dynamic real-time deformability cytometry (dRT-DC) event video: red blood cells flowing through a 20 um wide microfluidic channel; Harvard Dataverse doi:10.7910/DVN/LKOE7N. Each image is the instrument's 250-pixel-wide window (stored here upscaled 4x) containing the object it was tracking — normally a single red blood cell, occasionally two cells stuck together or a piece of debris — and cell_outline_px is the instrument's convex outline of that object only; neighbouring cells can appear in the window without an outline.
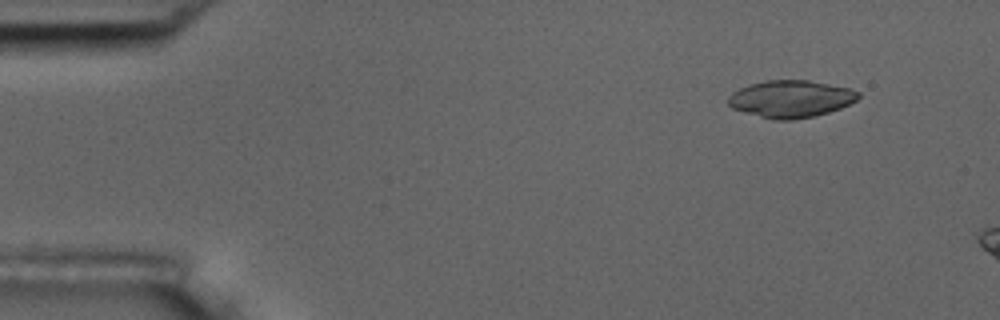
{"species": "common noctule bat (a hibernating species)", "species_latin": "Nyctalus noctula", "temperature_condition": "room temperature", "stored_images_in_passage": 3, "camera_frame_rate_fps": 3000, "um_per_image_px": 0.085, "animal": {"sex": "male", "body_mass_g": 17.5, "forearm_length_mm": 52.3}, "frame": {"image": 1, "passage_image": 2, "time_ms": 1.333, "image_size_px": [1000, 320], "cell_outline_px": [[860, 96], [856, 100], [840, 108], [816, 116], [792, 120], [772, 120], [744, 112], [732, 108], [728, 104], [728, 96], [732, 92], [740, 88], [764, 80], [808, 80], [848, 88], [860, 92]], "centroid_in_image_um": [67.2, 8.41], "position_along_channel_um": 17.8, "area_um2": 28.15}}